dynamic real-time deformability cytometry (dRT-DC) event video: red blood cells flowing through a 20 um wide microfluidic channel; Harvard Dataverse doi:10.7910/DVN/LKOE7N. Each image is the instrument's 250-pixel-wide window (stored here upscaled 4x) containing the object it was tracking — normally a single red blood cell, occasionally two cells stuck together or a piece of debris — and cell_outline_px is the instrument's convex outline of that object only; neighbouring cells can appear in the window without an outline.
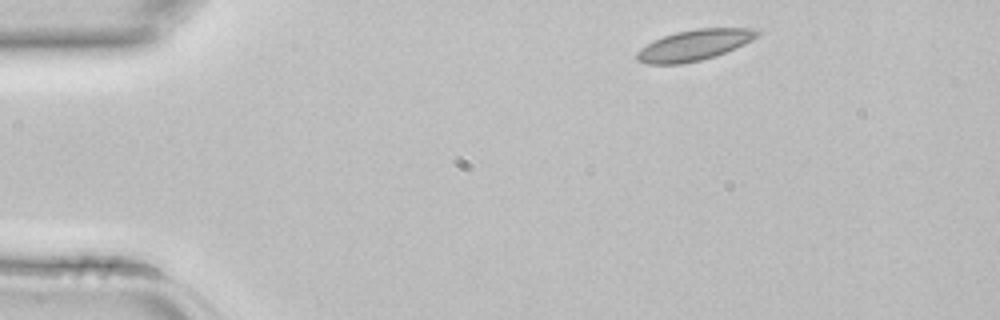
{"species": "common noctule bat (a hibernating species)", "species_latin": "Nyctalus noctula", "temperature_condition": "room temperature", "stored_images_in_passage": 3, "camera_frame_rate_fps": 3000, "um_per_image_px": 0.085, "animal": {"sex": "female", "body_mass_g": 22.7, "forearm_length_mm": 54.2}, "frame": {"image": 1, "passage_image": 1, "time_ms": 0.0, "image_size_px": [1000, 320], "cell_outline_px": [[764, 32], [760, 36], [736, 48], [716, 56], [700, 60], [680, 64], [648, 64], [636, 60], [636, 52], [640, 48], [652, 40], [676, 32], [696, 28], [760, 28]], "centroid_in_image_um": [59.06, 3.82], "position_along_channel_um": 25.9, "area_um2": 21.96}}
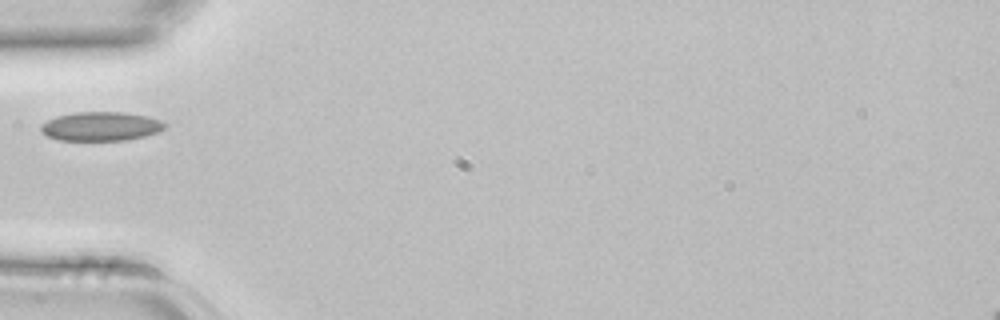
{"frame": {"image": 2, "passage_image": 3, "time_ms": 0.667, "image_size_px": [1000, 320], "cell_outline_px": [[168, 124], [160, 132], [128, 140], [60, 140], [48, 136], [40, 132], [40, 124], [56, 116], [76, 112], [124, 112], [148, 116], [160, 120]], "centroid_in_image_um": [8.59, 10.73], "position_along_channel_um": 76.4, "area_um2": 21.1}}